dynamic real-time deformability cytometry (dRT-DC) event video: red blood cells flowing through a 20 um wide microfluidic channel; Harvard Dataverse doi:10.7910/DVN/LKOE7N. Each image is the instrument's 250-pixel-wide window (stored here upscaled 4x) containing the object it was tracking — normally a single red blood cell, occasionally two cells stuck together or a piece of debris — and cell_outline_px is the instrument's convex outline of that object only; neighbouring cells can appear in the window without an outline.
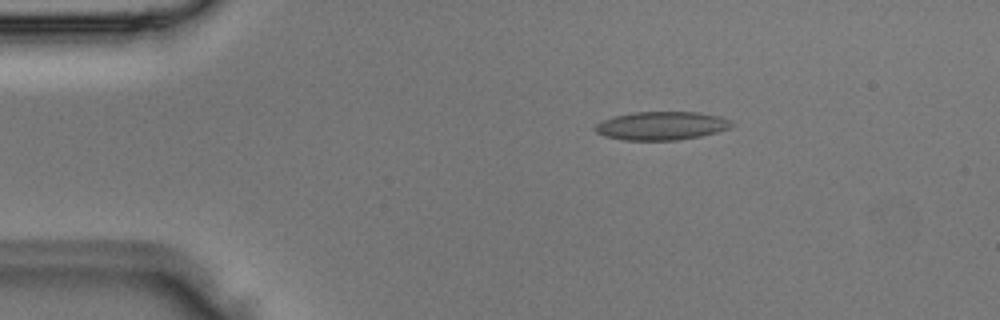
{"species": "Egyptian fruit bat (a non-hibernating species)", "species_latin": "Rousettus aegyptiacus", "temperature_condition": "room temperature", "stored_images_in_passage": 4, "camera_frame_rate_fps": 3000, "um_per_image_px": 0.085, "animal": {"sex": "male"}, "frame": {"image": 1, "passage_image": 2, "time_ms": 0.333, "image_size_px": [1000, 320], "cell_outline_px": [[736, 124], [728, 128], [716, 132], [700, 136], [680, 140], [624, 140], [604, 136], [596, 132], [596, 124], [612, 116], [632, 112], [700, 112], [720, 116], [732, 120]], "centroid_in_image_um": [56.26, 10.68], "position_along_channel_um": 28.7, "area_um2": 22.72}}
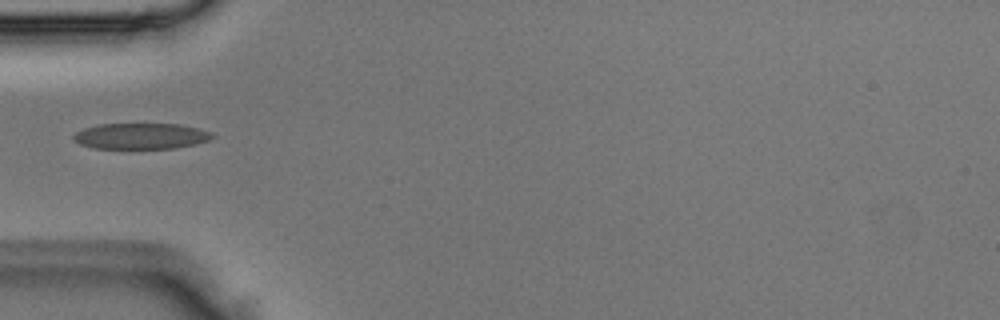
{"frame": {"image": 2, "passage_image": 4, "time_ms": 1.0, "image_size_px": [1000, 320], "cell_outline_px": [[216, 136], [208, 140], [176, 148], [92, 148], [80, 144], [72, 140], [72, 136], [76, 132], [84, 128], [100, 124], [180, 124], [200, 128], [212, 132]], "centroid_in_image_um": [11.97, 11.56], "position_along_channel_um": 73.0, "area_um2": 20.98}}